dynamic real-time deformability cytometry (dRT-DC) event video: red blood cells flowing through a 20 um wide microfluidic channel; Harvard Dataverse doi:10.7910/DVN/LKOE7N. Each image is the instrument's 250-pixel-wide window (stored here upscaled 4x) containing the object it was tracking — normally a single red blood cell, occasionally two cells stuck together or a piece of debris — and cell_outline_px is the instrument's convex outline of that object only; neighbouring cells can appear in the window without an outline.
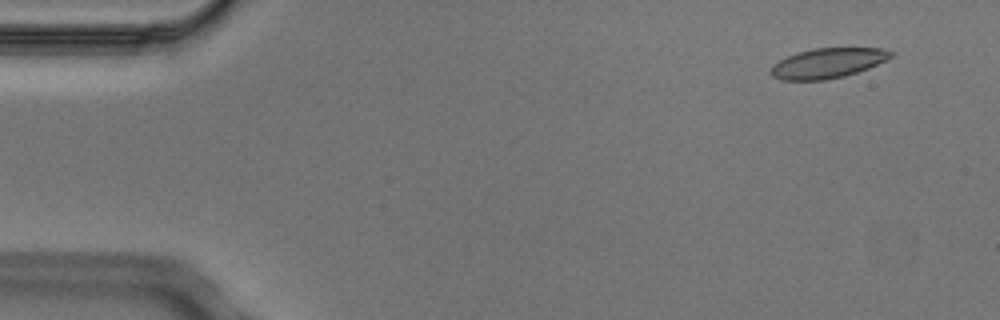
{"species": "Egyptian fruit bat (a non-hibernating species)", "species_latin": "Rousettus aegyptiacus", "temperature_condition": "cold", "stored_images_in_passage": 4, "camera_frame_rate_fps": 3000, "um_per_image_px": 0.085, "animal": {"sex": "male"}, "frame": {"image": 1, "passage_image": 1, "time_ms": 0.0, "image_size_px": [1000, 320], "cell_outline_px": [[896, 52], [892, 56], [868, 68], [844, 76], [824, 80], [780, 80], [772, 76], [768, 72], [772, 64], [788, 56], [812, 48], [884, 48]], "centroid_in_image_um": [70.33, 5.36], "position_along_channel_um": 14.7, "area_um2": 20.92}}
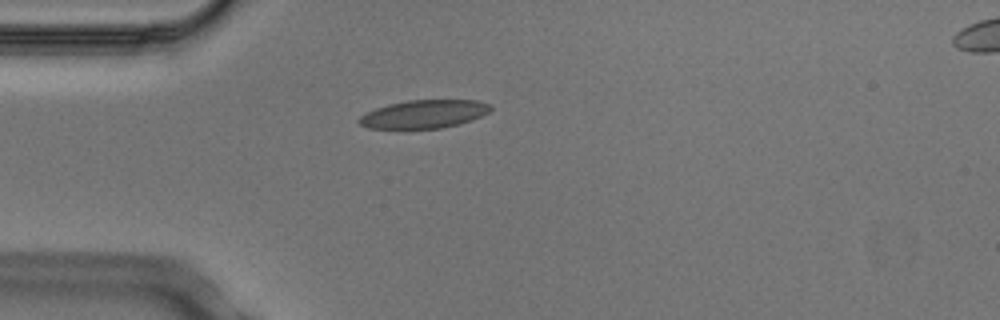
{"frame": {"image": 2, "passage_image": 4, "time_ms": 1.0, "image_size_px": [1000, 320], "cell_outline_px": [[492, 108], [488, 112], [472, 120], [460, 124], [440, 128], [368, 128], [360, 124], [356, 120], [360, 116], [376, 108], [388, 104], [408, 100], [476, 100], [492, 104]], "centroid_in_image_um": [36.06, 9.69], "position_along_channel_um": 48.9, "area_um2": 21.56}}